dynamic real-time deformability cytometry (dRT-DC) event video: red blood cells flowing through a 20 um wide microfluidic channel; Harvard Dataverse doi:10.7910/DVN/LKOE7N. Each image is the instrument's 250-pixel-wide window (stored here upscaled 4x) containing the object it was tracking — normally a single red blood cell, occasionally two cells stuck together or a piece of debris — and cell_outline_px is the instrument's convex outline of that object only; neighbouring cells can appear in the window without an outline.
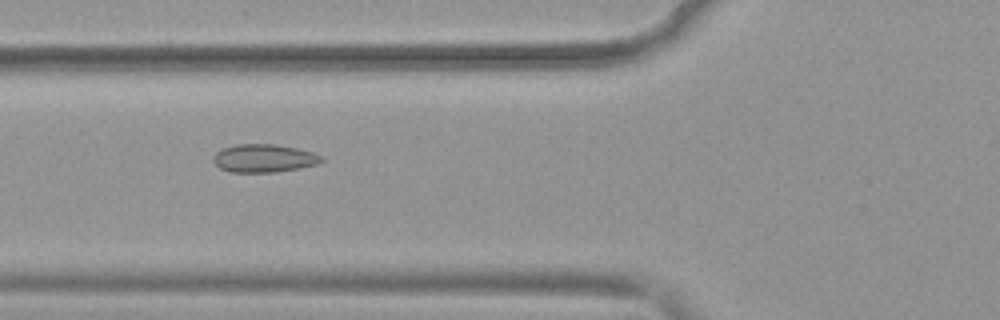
{"species": "common noctule bat (a hibernating species)", "species_latin": "Nyctalus noctula", "temperature_condition": "warm", "stored_images_in_passage": 49, "camera_frame_rate_fps": 3000, "um_per_image_px": 0.085, "animal": {"sex": "female", "body_mass_g": 19.9}, "frame": {"image": 1, "passage_image": 16, "time_ms": 5.0, "image_size_px": [1000, 320], "cell_outline_px": [[324, 160], [316, 164], [300, 168], [276, 172], [228, 172], [220, 168], [212, 160], [212, 156], [216, 152], [224, 148], [236, 144], [276, 144], [296, 148], [312, 152], [324, 156]], "centroid_in_image_um": [22.43, 13.45], "position_along_channel_um": 103.4, "area_um2": 17.8}}
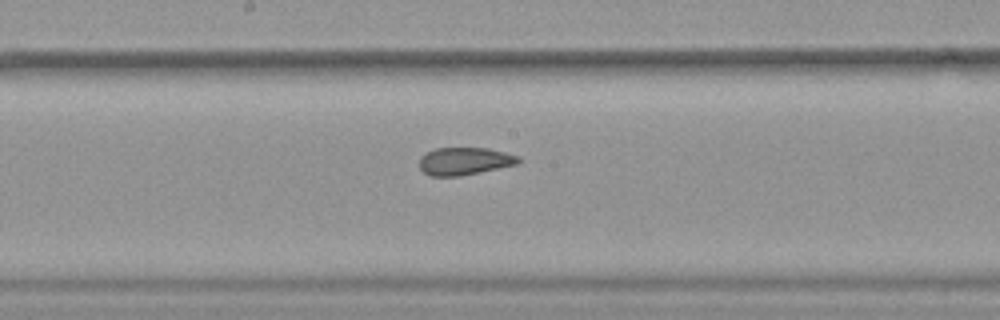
{"frame": {"image": 2, "passage_image": 24, "time_ms": 7.667, "image_size_px": [1000, 320], "cell_outline_px": [[520, 160], [516, 164], [480, 172], [460, 176], [432, 176], [424, 172], [420, 168], [420, 156], [436, 148], [488, 148], [520, 156]], "centroid_in_image_um": [39.48, 13.69], "position_along_channel_um": 208.7, "area_um2": 15.78}}
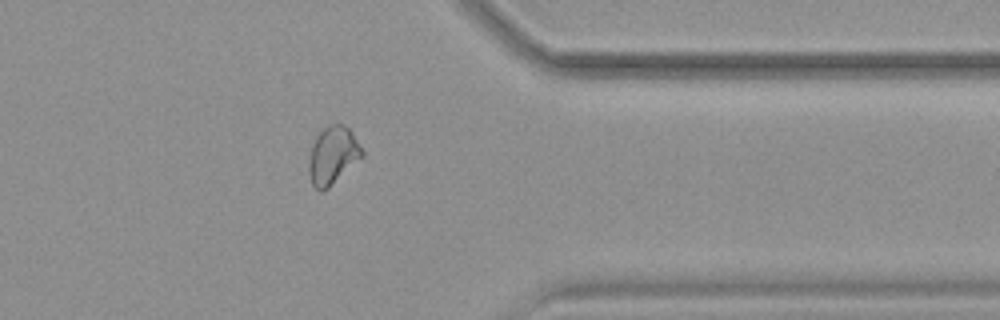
{"frame": {"image": 3, "passage_image": 38, "time_ms": 12.333, "image_size_px": [1000, 320], "cell_outline_px": [[364, 156], [324, 192], [320, 192], [312, 184], [308, 172], [308, 160], [316, 136], [328, 124], [344, 124], [352, 132], [364, 152]], "centroid_in_image_um": [28.29, 13.23], "position_along_channel_um": 383.1, "area_um2": 17.98}}